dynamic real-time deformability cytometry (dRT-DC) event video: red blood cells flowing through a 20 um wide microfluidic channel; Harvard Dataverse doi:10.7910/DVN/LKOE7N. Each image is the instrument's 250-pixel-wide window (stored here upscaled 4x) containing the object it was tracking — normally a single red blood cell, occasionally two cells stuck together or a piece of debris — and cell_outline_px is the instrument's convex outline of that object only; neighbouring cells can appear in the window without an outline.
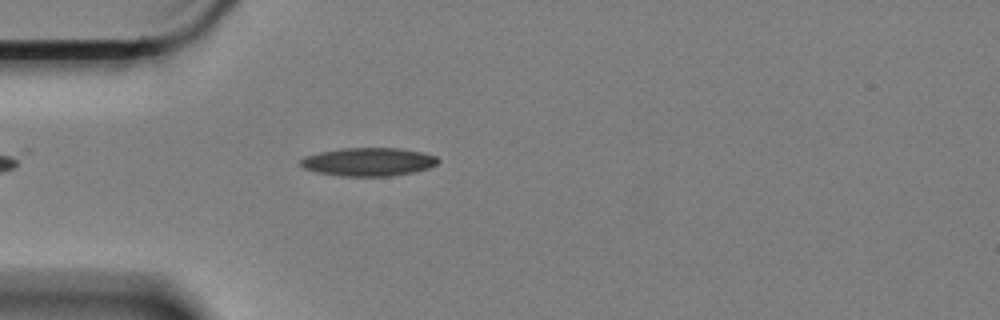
{"species": "Egyptian fruit bat (a non-hibernating species)", "species_latin": "Rousettus aegyptiacus", "temperature_condition": "cold", "stored_images_in_passage": 4, "camera_frame_rate_fps": 3000, "um_per_image_px": 0.085, "animal": {"sex": "female"}, "frame": {"image": 1, "passage_image": 4, "time_ms": 1.0, "image_size_px": [1000, 320], "cell_outline_px": [[440, 160], [436, 164], [428, 168], [412, 172], [388, 176], [344, 176], [316, 172], [304, 168], [300, 164], [300, 160], [304, 156], [320, 152], [340, 148], [400, 148], [420, 152], [436, 156]], "centroid_in_image_um": [31.29, 13.75], "position_along_channel_um": 53.7, "area_um2": 22.54}}